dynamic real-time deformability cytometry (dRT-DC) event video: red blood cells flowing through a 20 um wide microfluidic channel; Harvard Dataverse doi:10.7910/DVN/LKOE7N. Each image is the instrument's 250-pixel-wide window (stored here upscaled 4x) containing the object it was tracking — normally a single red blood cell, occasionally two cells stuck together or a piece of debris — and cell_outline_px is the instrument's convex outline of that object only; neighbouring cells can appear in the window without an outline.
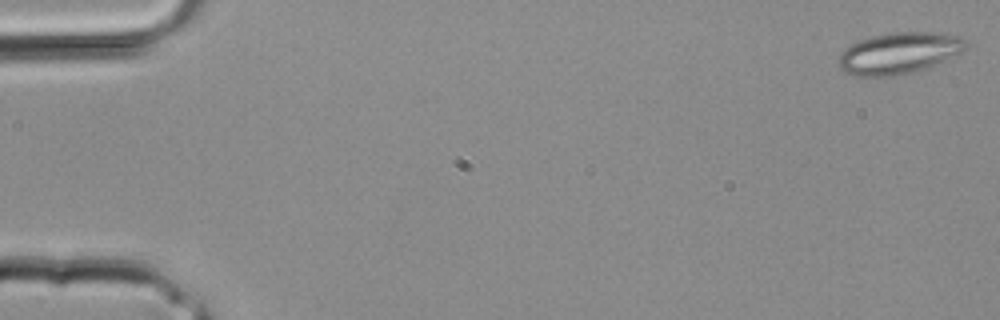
{"species": "common noctule bat (a hibernating species)", "species_latin": "Nyctalus noctula", "temperature_condition": "room temperature", "stored_images_in_passage": 34, "camera_frame_rate_fps": 3000, "um_per_image_px": 0.085, "animal": {"sex": "male", "body_mass_g": 20.4}, "frame": {"image": 1, "passage_image": 1, "time_ms": 0.0, "image_size_px": [1000, 320], "cell_outline_px": [[968, 44], [960, 52], [916, 72], [904, 76], [852, 76], [844, 72], [840, 68], [836, 60], [840, 52], [852, 44], [860, 40], [872, 36], [892, 32], [936, 32], [960, 36]], "centroid_in_image_um": [76.35, 4.53], "position_along_channel_um": 8.7, "area_um2": 30.81}}
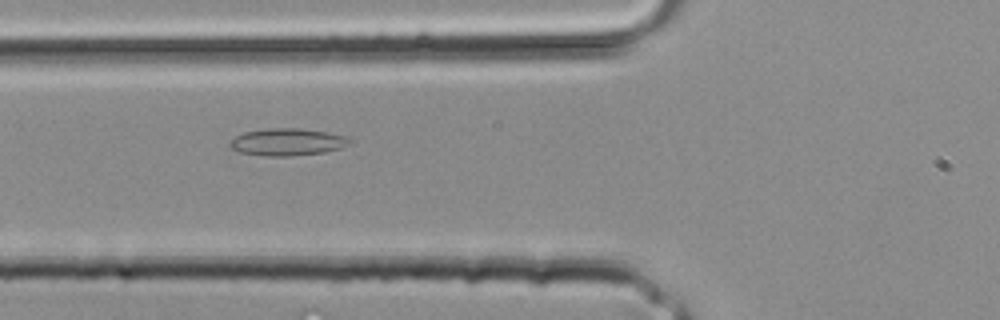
{"frame": {"image": 2, "passage_image": 13, "time_ms": 4.0, "image_size_px": [1000, 320], "cell_outline_px": [[352, 144], [340, 148], [324, 152], [288, 156], [268, 156], [240, 152], [232, 148], [228, 144], [236, 136], [244, 132], [268, 128], [296, 128], [328, 132], [344, 136], [352, 140]], "centroid_in_image_um": [24.45, 12.06], "position_along_channel_um": 101.4, "area_um2": 18.84}}
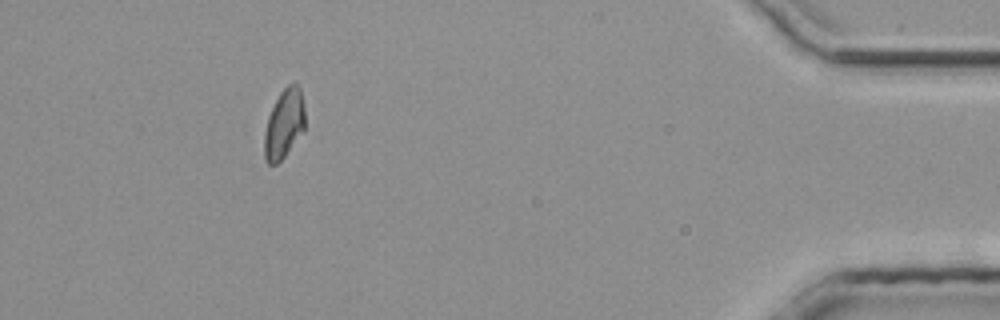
{"frame": {"image": 3, "passage_image": 31, "time_ms": 10.0, "image_size_px": [1000, 320], "cell_outline_px": [[304, 132], [284, 156], [276, 164], [268, 164], [264, 160], [264, 132], [268, 116], [280, 92], [288, 84], [296, 84], [300, 88], [304, 104]], "centroid_in_image_um": [24.14, 10.55], "position_along_channel_um": 411.1, "area_um2": 16.42}}